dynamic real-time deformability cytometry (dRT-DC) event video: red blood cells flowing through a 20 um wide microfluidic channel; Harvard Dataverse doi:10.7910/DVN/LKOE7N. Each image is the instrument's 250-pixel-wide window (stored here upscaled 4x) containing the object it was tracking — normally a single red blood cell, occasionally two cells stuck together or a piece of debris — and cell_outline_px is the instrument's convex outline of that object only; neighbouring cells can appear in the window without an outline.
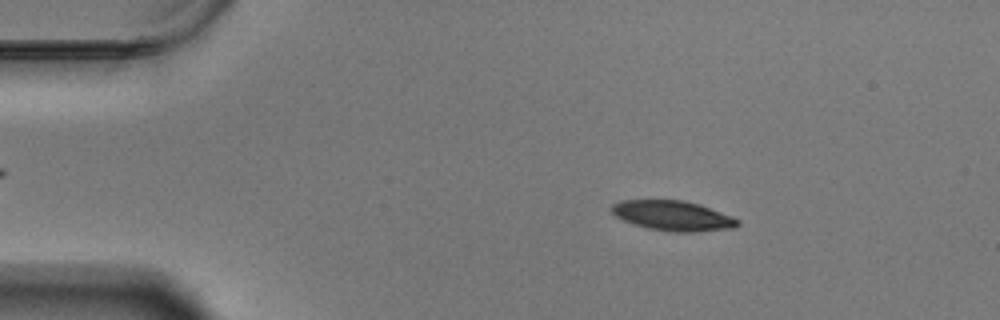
{"species": "Egyptian fruit bat (a non-hibernating species)", "species_latin": "Rousettus aegyptiacus", "temperature_condition": "warm", "stored_images_in_passage": 58, "camera_frame_rate_fps": 3000, "um_per_image_px": 0.085, "animal": {"sex": "male"}, "frame": {"image": 1, "passage_image": 9, "time_ms": 2.667, "image_size_px": [1000, 320], "cell_outline_px": [[740, 224], [736, 228], [692, 232], [672, 232], [648, 228], [624, 220], [616, 216], [612, 212], [612, 204], [620, 200], [684, 200], [700, 204], [732, 216], [740, 220]], "centroid_in_image_um": [57.24, 18.33], "position_along_channel_um": 27.8, "area_um2": 22.02}}
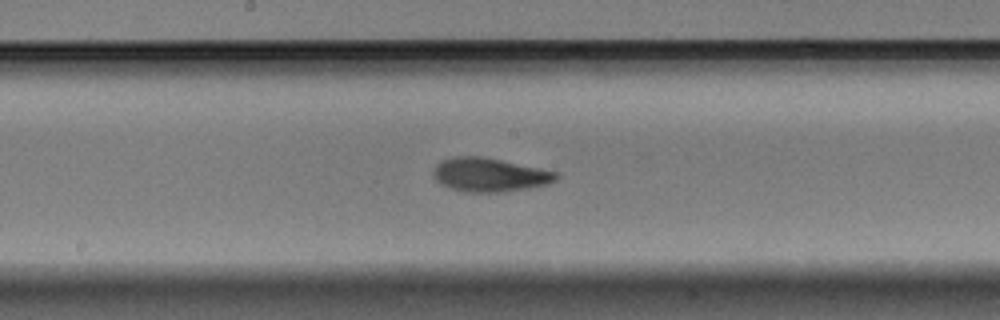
{"frame": {"image": 2, "passage_image": 30, "time_ms": 9.667, "image_size_px": [1000, 320], "cell_outline_px": [[560, 176], [556, 180], [548, 184], [528, 188], [504, 192], [464, 192], [440, 184], [432, 176], [432, 172], [436, 164], [452, 156], [480, 156], [500, 160], [556, 172]], "centroid_in_image_um": [41.58, 14.87], "position_along_channel_um": 206.6, "area_um2": 24.04}}
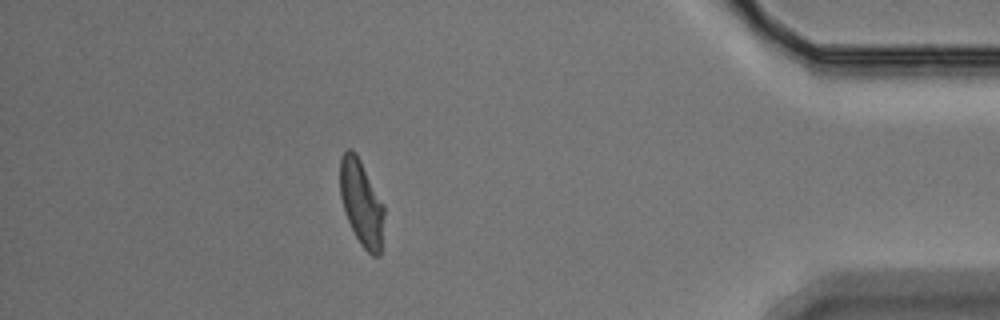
{"frame": {"image": 3, "passage_image": 51, "time_ms": 16.667, "image_size_px": [1000, 320], "cell_outline_px": [[384, 216], [380, 256], [372, 256], [360, 244], [344, 212], [340, 196], [340, 156], [348, 148], [352, 148], [356, 152], [384, 204]], "centroid_in_image_um": [30.72, 17.22], "position_along_channel_um": 404.5, "area_um2": 22.14}, "authors_computed_cell_mechanics": {"area_um2": 22.8599, "velocity_mm_per_s": 3.4469, "shape_relaxation_time_tau1_ms": 3.8069, "shape_relaxation_time_tau2_ms": 2.6063, "deformation_change_tau1": 0.1601, "deformation_change_tau2": 0.0822}}